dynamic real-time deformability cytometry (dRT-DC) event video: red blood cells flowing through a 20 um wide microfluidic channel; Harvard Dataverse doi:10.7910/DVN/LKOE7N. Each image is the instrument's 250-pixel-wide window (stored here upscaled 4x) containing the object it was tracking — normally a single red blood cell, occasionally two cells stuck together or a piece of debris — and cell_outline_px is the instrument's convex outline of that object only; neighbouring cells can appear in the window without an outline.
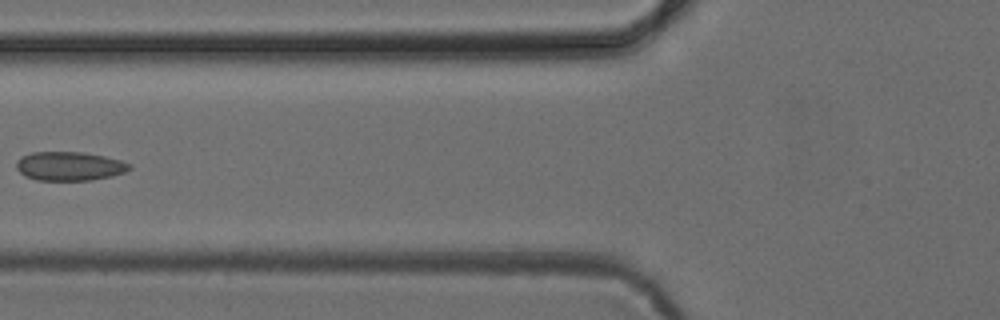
{"species": "common noctule bat (a hibernating species)", "species_latin": "Nyctalus noctula", "temperature_condition": "cold", "stored_images_in_passage": 6, "camera_frame_rate_fps": 3000, "um_per_image_px": 0.085, "animal": {"sex": "female", "body_mass_g": 24.6, "forearm_length_mm": 56.2}, "frame": {"image": 1, "passage_image": 5, "time_ms": 5.0, "image_size_px": [1000, 320], "cell_outline_px": [[132, 168], [124, 172], [112, 176], [92, 180], [36, 180], [24, 176], [16, 168], [16, 164], [20, 156], [32, 152], [80, 152], [104, 156], [120, 160], [132, 164]], "centroid_in_image_um": [5.9, 14.12], "position_along_channel_um": 119.9, "area_um2": 19.13}}
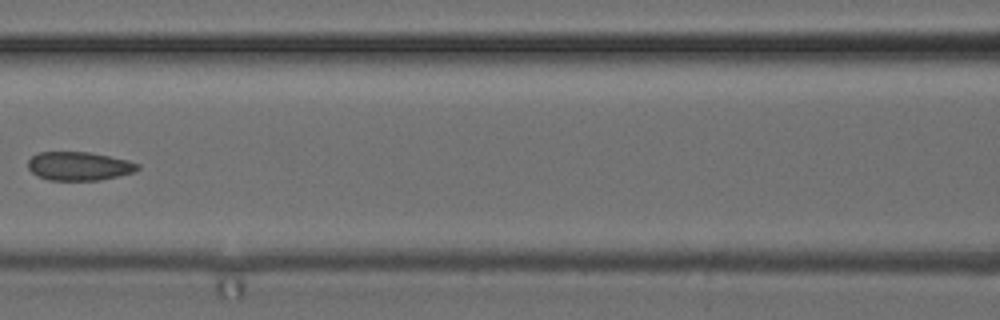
{"frame": {"image": 2, "passage_image": 6, "time_ms": 6.0, "image_size_px": [1000, 320], "cell_outline_px": [[140, 168], [136, 172], [100, 180], [48, 180], [36, 176], [28, 168], [28, 160], [32, 156], [40, 152], [88, 152], [128, 160], [140, 164]], "centroid_in_image_um": [6.73, 14.12], "position_along_channel_um": 159.9, "area_um2": 18.38}}